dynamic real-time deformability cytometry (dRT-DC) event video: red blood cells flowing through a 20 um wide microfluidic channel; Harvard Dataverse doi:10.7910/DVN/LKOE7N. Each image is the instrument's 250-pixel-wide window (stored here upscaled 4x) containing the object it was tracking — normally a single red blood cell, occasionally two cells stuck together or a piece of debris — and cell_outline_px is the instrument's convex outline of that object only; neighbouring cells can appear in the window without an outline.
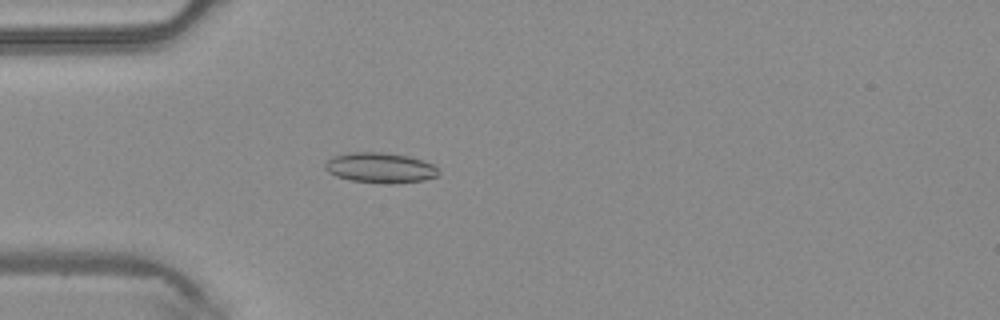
{"species": "common noctule bat (a hibernating species)", "species_latin": "Nyctalus noctula", "temperature_condition": "warm", "stored_images_in_passage": 48, "camera_frame_rate_fps": 3000, "um_per_image_px": 0.085, "animal": {"sex": "male", "body_mass_g": 20.4}, "frame": {"image": 1, "passage_image": 14, "time_ms": 4.333, "image_size_px": [1000, 320], "cell_outline_px": [[440, 172], [436, 176], [424, 180], [348, 180], [336, 176], [328, 172], [324, 168], [324, 164], [332, 156], [348, 152], [384, 152], [408, 156], [424, 160], [432, 164]], "centroid_in_image_um": [32.25, 14.19], "position_along_channel_um": 52.7, "area_um2": 19.07}}
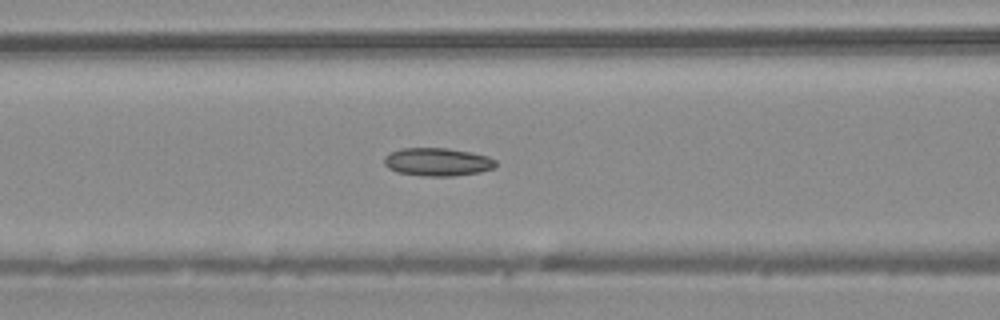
{"frame": {"image": 2, "passage_image": 20, "time_ms": 6.333, "image_size_px": [1000, 320], "cell_outline_px": [[496, 168], [480, 172], [452, 176], [424, 176], [396, 172], [388, 168], [384, 164], [384, 156], [388, 152], [400, 148], [448, 148], [472, 152], [488, 156], [496, 160]], "centroid_in_image_um": [37.18, 13.76], "position_along_channel_um": 129.4, "area_um2": 18.55}}
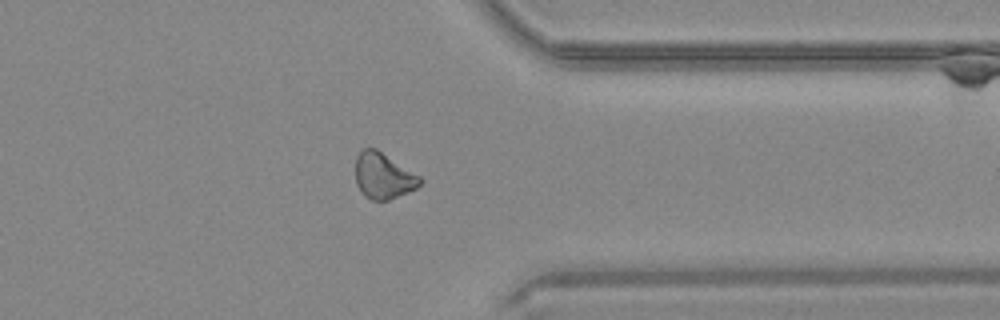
{"frame": {"image": 3, "passage_image": 38, "time_ms": 12.333, "image_size_px": [1000, 320], "cell_outline_px": [[424, 180], [416, 188], [408, 192], [388, 200], [372, 200], [364, 196], [356, 184], [356, 156], [364, 148], [376, 148], [420, 176]], "centroid_in_image_um": [32.58, 14.95], "position_along_channel_um": 378.8, "area_um2": 17.22}, "authors_computed_cell_mechanics": {"area_um2": 18.4671, "velocity_mm_per_s": 4.247, "shape_relaxation_time_tau1_ms": null, "shape_relaxation_time_tau2_ms": 5.8451, "deformation_change_tau1": null, "deformation_change_tau2": 0.1317}}